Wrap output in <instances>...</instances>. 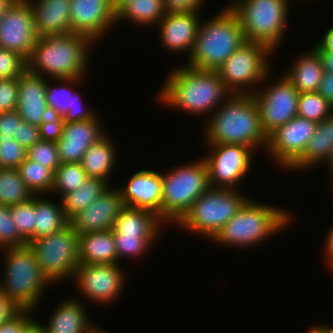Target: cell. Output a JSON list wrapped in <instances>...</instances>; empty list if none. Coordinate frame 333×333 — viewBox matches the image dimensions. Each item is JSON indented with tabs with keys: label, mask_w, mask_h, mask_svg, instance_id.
<instances>
[{
	"label": "cell",
	"mask_w": 333,
	"mask_h": 333,
	"mask_svg": "<svg viewBox=\"0 0 333 333\" xmlns=\"http://www.w3.org/2000/svg\"><path fill=\"white\" fill-rule=\"evenodd\" d=\"M31 309H20L9 320L0 325V333H24L25 329L34 321L29 316Z\"/></svg>",
	"instance_id": "bcb514c9"
},
{
	"label": "cell",
	"mask_w": 333,
	"mask_h": 333,
	"mask_svg": "<svg viewBox=\"0 0 333 333\" xmlns=\"http://www.w3.org/2000/svg\"><path fill=\"white\" fill-rule=\"evenodd\" d=\"M317 51L333 54V26L327 30L323 39L314 46Z\"/></svg>",
	"instance_id": "f5cc1de1"
},
{
	"label": "cell",
	"mask_w": 333,
	"mask_h": 333,
	"mask_svg": "<svg viewBox=\"0 0 333 333\" xmlns=\"http://www.w3.org/2000/svg\"><path fill=\"white\" fill-rule=\"evenodd\" d=\"M333 107V73L324 72L317 91Z\"/></svg>",
	"instance_id": "816d5d0a"
},
{
	"label": "cell",
	"mask_w": 333,
	"mask_h": 333,
	"mask_svg": "<svg viewBox=\"0 0 333 333\" xmlns=\"http://www.w3.org/2000/svg\"><path fill=\"white\" fill-rule=\"evenodd\" d=\"M97 118L64 122L62 136L56 142L62 163H81L90 146L106 135Z\"/></svg>",
	"instance_id": "ffe728a7"
},
{
	"label": "cell",
	"mask_w": 333,
	"mask_h": 333,
	"mask_svg": "<svg viewBox=\"0 0 333 333\" xmlns=\"http://www.w3.org/2000/svg\"><path fill=\"white\" fill-rule=\"evenodd\" d=\"M21 308L0 290V325L14 316Z\"/></svg>",
	"instance_id": "f907efd6"
},
{
	"label": "cell",
	"mask_w": 333,
	"mask_h": 333,
	"mask_svg": "<svg viewBox=\"0 0 333 333\" xmlns=\"http://www.w3.org/2000/svg\"><path fill=\"white\" fill-rule=\"evenodd\" d=\"M202 1L204 2V0H162V4L166 13L199 12Z\"/></svg>",
	"instance_id": "681fc988"
},
{
	"label": "cell",
	"mask_w": 333,
	"mask_h": 333,
	"mask_svg": "<svg viewBox=\"0 0 333 333\" xmlns=\"http://www.w3.org/2000/svg\"><path fill=\"white\" fill-rule=\"evenodd\" d=\"M28 242L19 234L12 219L10 206L0 205V246L1 248L19 247Z\"/></svg>",
	"instance_id": "60d3db41"
},
{
	"label": "cell",
	"mask_w": 333,
	"mask_h": 333,
	"mask_svg": "<svg viewBox=\"0 0 333 333\" xmlns=\"http://www.w3.org/2000/svg\"><path fill=\"white\" fill-rule=\"evenodd\" d=\"M307 333H319V332L313 326V328H310V330H308Z\"/></svg>",
	"instance_id": "be15d7a7"
},
{
	"label": "cell",
	"mask_w": 333,
	"mask_h": 333,
	"mask_svg": "<svg viewBox=\"0 0 333 333\" xmlns=\"http://www.w3.org/2000/svg\"><path fill=\"white\" fill-rule=\"evenodd\" d=\"M27 69V62L20 54L0 48V79L18 78Z\"/></svg>",
	"instance_id": "7bdbcfd3"
},
{
	"label": "cell",
	"mask_w": 333,
	"mask_h": 333,
	"mask_svg": "<svg viewBox=\"0 0 333 333\" xmlns=\"http://www.w3.org/2000/svg\"><path fill=\"white\" fill-rule=\"evenodd\" d=\"M37 38L28 0H13L0 18V48L14 51L27 60Z\"/></svg>",
	"instance_id": "5bb4252c"
},
{
	"label": "cell",
	"mask_w": 333,
	"mask_h": 333,
	"mask_svg": "<svg viewBox=\"0 0 333 333\" xmlns=\"http://www.w3.org/2000/svg\"><path fill=\"white\" fill-rule=\"evenodd\" d=\"M6 253L5 283L1 282L0 290L21 309L33 310L39 304L43 288L50 282L41 272L28 244L6 248Z\"/></svg>",
	"instance_id": "8992f818"
},
{
	"label": "cell",
	"mask_w": 333,
	"mask_h": 333,
	"mask_svg": "<svg viewBox=\"0 0 333 333\" xmlns=\"http://www.w3.org/2000/svg\"><path fill=\"white\" fill-rule=\"evenodd\" d=\"M161 223L160 217L153 212L124 207L117 216L112 231L114 235L158 236Z\"/></svg>",
	"instance_id": "83f0119b"
},
{
	"label": "cell",
	"mask_w": 333,
	"mask_h": 333,
	"mask_svg": "<svg viewBox=\"0 0 333 333\" xmlns=\"http://www.w3.org/2000/svg\"><path fill=\"white\" fill-rule=\"evenodd\" d=\"M63 125L62 117L50 115L38 126L40 140L57 142L62 136Z\"/></svg>",
	"instance_id": "f6af8a7d"
},
{
	"label": "cell",
	"mask_w": 333,
	"mask_h": 333,
	"mask_svg": "<svg viewBox=\"0 0 333 333\" xmlns=\"http://www.w3.org/2000/svg\"><path fill=\"white\" fill-rule=\"evenodd\" d=\"M290 216L286 210L248 198L212 241L220 243L219 245L239 248L258 245L265 238L284 229L292 219Z\"/></svg>",
	"instance_id": "5b68a950"
},
{
	"label": "cell",
	"mask_w": 333,
	"mask_h": 333,
	"mask_svg": "<svg viewBox=\"0 0 333 333\" xmlns=\"http://www.w3.org/2000/svg\"><path fill=\"white\" fill-rule=\"evenodd\" d=\"M247 199L237 189L209 187L177 224L211 240Z\"/></svg>",
	"instance_id": "9c48e42d"
},
{
	"label": "cell",
	"mask_w": 333,
	"mask_h": 333,
	"mask_svg": "<svg viewBox=\"0 0 333 333\" xmlns=\"http://www.w3.org/2000/svg\"><path fill=\"white\" fill-rule=\"evenodd\" d=\"M169 74L160 90L159 99L161 103L187 113L210 115L231 94L217 71L181 66Z\"/></svg>",
	"instance_id": "6da1fadb"
},
{
	"label": "cell",
	"mask_w": 333,
	"mask_h": 333,
	"mask_svg": "<svg viewBox=\"0 0 333 333\" xmlns=\"http://www.w3.org/2000/svg\"><path fill=\"white\" fill-rule=\"evenodd\" d=\"M316 126V122L296 115L267 136L265 150L272 155L275 163L289 169L304 154Z\"/></svg>",
	"instance_id": "9a60e30c"
},
{
	"label": "cell",
	"mask_w": 333,
	"mask_h": 333,
	"mask_svg": "<svg viewBox=\"0 0 333 333\" xmlns=\"http://www.w3.org/2000/svg\"><path fill=\"white\" fill-rule=\"evenodd\" d=\"M121 269L119 263L79 264L73 279L87 299L106 304L122 292L125 274Z\"/></svg>",
	"instance_id": "2e32d148"
},
{
	"label": "cell",
	"mask_w": 333,
	"mask_h": 333,
	"mask_svg": "<svg viewBox=\"0 0 333 333\" xmlns=\"http://www.w3.org/2000/svg\"><path fill=\"white\" fill-rule=\"evenodd\" d=\"M28 245L50 283L73 277L79 266V246L78 234L70 223L60 231L29 241Z\"/></svg>",
	"instance_id": "8fae6325"
},
{
	"label": "cell",
	"mask_w": 333,
	"mask_h": 333,
	"mask_svg": "<svg viewBox=\"0 0 333 333\" xmlns=\"http://www.w3.org/2000/svg\"><path fill=\"white\" fill-rule=\"evenodd\" d=\"M47 326L46 333H97V326L91 325L86 309L78 299H67L59 304ZM89 321V322H88Z\"/></svg>",
	"instance_id": "d4e9b609"
},
{
	"label": "cell",
	"mask_w": 333,
	"mask_h": 333,
	"mask_svg": "<svg viewBox=\"0 0 333 333\" xmlns=\"http://www.w3.org/2000/svg\"><path fill=\"white\" fill-rule=\"evenodd\" d=\"M81 163H61L54 171V181L51 192L64 196L78 189L87 179ZM62 194V195H61Z\"/></svg>",
	"instance_id": "d590c367"
},
{
	"label": "cell",
	"mask_w": 333,
	"mask_h": 333,
	"mask_svg": "<svg viewBox=\"0 0 333 333\" xmlns=\"http://www.w3.org/2000/svg\"><path fill=\"white\" fill-rule=\"evenodd\" d=\"M26 156L27 150L13 137L0 138V168L17 169Z\"/></svg>",
	"instance_id": "b9f144b4"
},
{
	"label": "cell",
	"mask_w": 333,
	"mask_h": 333,
	"mask_svg": "<svg viewBox=\"0 0 333 333\" xmlns=\"http://www.w3.org/2000/svg\"><path fill=\"white\" fill-rule=\"evenodd\" d=\"M127 0H110L112 7L117 10Z\"/></svg>",
	"instance_id": "91938a15"
},
{
	"label": "cell",
	"mask_w": 333,
	"mask_h": 333,
	"mask_svg": "<svg viewBox=\"0 0 333 333\" xmlns=\"http://www.w3.org/2000/svg\"><path fill=\"white\" fill-rule=\"evenodd\" d=\"M118 189L125 207L153 212L162 220L161 173L148 169L140 170L130 176L125 187Z\"/></svg>",
	"instance_id": "d6986e66"
},
{
	"label": "cell",
	"mask_w": 333,
	"mask_h": 333,
	"mask_svg": "<svg viewBox=\"0 0 333 333\" xmlns=\"http://www.w3.org/2000/svg\"><path fill=\"white\" fill-rule=\"evenodd\" d=\"M17 170L33 195H42L43 191L45 194L51 192L54 181V172L51 169L26 157Z\"/></svg>",
	"instance_id": "e575fe53"
},
{
	"label": "cell",
	"mask_w": 333,
	"mask_h": 333,
	"mask_svg": "<svg viewBox=\"0 0 333 333\" xmlns=\"http://www.w3.org/2000/svg\"><path fill=\"white\" fill-rule=\"evenodd\" d=\"M45 79L28 69L18 77L17 112L24 122L35 126L51 115L46 99Z\"/></svg>",
	"instance_id": "44dd1931"
},
{
	"label": "cell",
	"mask_w": 333,
	"mask_h": 333,
	"mask_svg": "<svg viewBox=\"0 0 333 333\" xmlns=\"http://www.w3.org/2000/svg\"><path fill=\"white\" fill-rule=\"evenodd\" d=\"M157 236H130L114 235L115 248L117 251L118 261L121 256H141L145 253Z\"/></svg>",
	"instance_id": "f35d334b"
},
{
	"label": "cell",
	"mask_w": 333,
	"mask_h": 333,
	"mask_svg": "<svg viewBox=\"0 0 333 333\" xmlns=\"http://www.w3.org/2000/svg\"><path fill=\"white\" fill-rule=\"evenodd\" d=\"M328 166L330 167V172L332 173L331 175L333 176V157L332 159L330 160V162L328 163Z\"/></svg>",
	"instance_id": "94428289"
},
{
	"label": "cell",
	"mask_w": 333,
	"mask_h": 333,
	"mask_svg": "<svg viewBox=\"0 0 333 333\" xmlns=\"http://www.w3.org/2000/svg\"><path fill=\"white\" fill-rule=\"evenodd\" d=\"M327 264L330 266L329 268L332 270L331 272H333V259L329 260Z\"/></svg>",
	"instance_id": "6125c7cd"
},
{
	"label": "cell",
	"mask_w": 333,
	"mask_h": 333,
	"mask_svg": "<svg viewBox=\"0 0 333 333\" xmlns=\"http://www.w3.org/2000/svg\"><path fill=\"white\" fill-rule=\"evenodd\" d=\"M78 246L79 264L118 263L112 229L80 234Z\"/></svg>",
	"instance_id": "484cf974"
},
{
	"label": "cell",
	"mask_w": 333,
	"mask_h": 333,
	"mask_svg": "<svg viewBox=\"0 0 333 333\" xmlns=\"http://www.w3.org/2000/svg\"><path fill=\"white\" fill-rule=\"evenodd\" d=\"M24 333H46L43 325L38 321H33L24 331Z\"/></svg>",
	"instance_id": "9f6ffc18"
},
{
	"label": "cell",
	"mask_w": 333,
	"mask_h": 333,
	"mask_svg": "<svg viewBox=\"0 0 333 333\" xmlns=\"http://www.w3.org/2000/svg\"><path fill=\"white\" fill-rule=\"evenodd\" d=\"M188 164L161 174L163 222L170 221L177 225L192 204L210 187L204 159Z\"/></svg>",
	"instance_id": "52a82bcc"
},
{
	"label": "cell",
	"mask_w": 333,
	"mask_h": 333,
	"mask_svg": "<svg viewBox=\"0 0 333 333\" xmlns=\"http://www.w3.org/2000/svg\"><path fill=\"white\" fill-rule=\"evenodd\" d=\"M321 58L324 72L333 73V54L325 53L324 51H318Z\"/></svg>",
	"instance_id": "db71d44e"
},
{
	"label": "cell",
	"mask_w": 333,
	"mask_h": 333,
	"mask_svg": "<svg viewBox=\"0 0 333 333\" xmlns=\"http://www.w3.org/2000/svg\"><path fill=\"white\" fill-rule=\"evenodd\" d=\"M115 150L114 144L107 135L91 145L81 161L87 177L100 178L109 184V175L114 168L117 156Z\"/></svg>",
	"instance_id": "f546056e"
},
{
	"label": "cell",
	"mask_w": 333,
	"mask_h": 333,
	"mask_svg": "<svg viewBox=\"0 0 333 333\" xmlns=\"http://www.w3.org/2000/svg\"><path fill=\"white\" fill-rule=\"evenodd\" d=\"M319 333H333V327L318 325L314 327Z\"/></svg>",
	"instance_id": "6f0895ef"
},
{
	"label": "cell",
	"mask_w": 333,
	"mask_h": 333,
	"mask_svg": "<svg viewBox=\"0 0 333 333\" xmlns=\"http://www.w3.org/2000/svg\"><path fill=\"white\" fill-rule=\"evenodd\" d=\"M19 234L27 241L35 240V195L28 201L10 206Z\"/></svg>",
	"instance_id": "74e56055"
},
{
	"label": "cell",
	"mask_w": 333,
	"mask_h": 333,
	"mask_svg": "<svg viewBox=\"0 0 333 333\" xmlns=\"http://www.w3.org/2000/svg\"><path fill=\"white\" fill-rule=\"evenodd\" d=\"M124 207L120 190L109 186L91 205L74 215L70 224L78 235L111 230Z\"/></svg>",
	"instance_id": "ac0fdd59"
},
{
	"label": "cell",
	"mask_w": 333,
	"mask_h": 333,
	"mask_svg": "<svg viewBox=\"0 0 333 333\" xmlns=\"http://www.w3.org/2000/svg\"><path fill=\"white\" fill-rule=\"evenodd\" d=\"M70 19L71 32L95 43L116 22V10L110 0H70Z\"/></svg>",
	"instance_id": "e0dca14e"
},
{
	"label": "cell",
	"mask_w": 333,
	"mask_h": 333,
	"mask_svg": "<svg viewBox=\"0 0 333 333\" xmlns=\"http://www.w3.org/2000/svg\"><path fill=\"white\" fill-rule=\"evenodd\" d=\"M329 236L326 239V243L324 245V252L326 254V261L328 262L329 260L333 259V227L330 229Z\"/></svg>",
	"instance_id": "11a10c76"
},
{
	"label": "cell",
	"mask_w": 333,
	"mask_h": 333,
	"mask_svg": "<svg viewBox=\"0 0 333 333\" xmlns=\"http://www.w3.org/2000/svg\"><path fill=\"white\" fill-rule=\"evenodd\" d=\"M245 42L237 15L226 6L210 20L200 23L187 66L197 70L216 71Z\"/></svg>",
	"instance_id": "277c9868"
},
{
	"label": "cell",
	"mask_w": 333,
	"mask_h": 333,
	"mask_svg": "<svg viewBox=\"0 0 333 333\" xmlns=\"http://www.w3.org/2000/svg\"><path fill=\"white\" fill-rule=\"evenodd\" d=\"M33 196L17 169L0 168V205L13 206Z\"/></svg>",
	"instance_id": "836d02e7"
},
{
	"label": "cell",
	"mask_w": 333,
	"mask_h": 333,
	"mask_svg": "<svg viewBox=\"0 0 333 333\" xmlns=\"http://www.w3.org/2000/svg\"><path fill=\"white\" fill-rule=\"evenodd\" d=\"M13 0H0V18Z\"/></svg>",
	"instance_id": "680465c9"
},
{
	"label": "cell",
	"mask_w": 333,
	"mask_h": 333,
	"mask_svg": "<svg viewBox=\"0 0 333 333\" xmlns=\"http://www.w3.org/2000/svg\"><path fill=\"white\" fill-rule=\"evenodd\" d=\"M28 159L51 169L53 172L61 165L56 142L39 140L27 150Z\"/></svg>",
	"instance_id": "ab89813d"
},
{
	"label": "cell",
	"mask_w": 333,
	"mask_h": 333,
	"mask_svg": "<svg viewBox=\"0 0 333 333\" xmlns=\"http://www.w3.org/2000/svg\"><path fill=\"white\" fill-rule=\"evenodd\" d=\"M333 157V114L317 123L314 135L309 139L304 154L289 170L312 167L321 162H330ZM327 160V161H326ZM321 161V162H320Z\"/></svg>",
	"instance_id": "4316f807"
},
{
	"label": "cell",
	"mask_w": 333,
	"mask_h": 333,
	"mask_svg": "<svg viewBox=\"0 0 333 333\" xmlns=\"http://www.w3.org/2000/svg\"><path fill=\"white\" fill-rule=\"evenodd\" d=\"M162 0H127L116 10V21H132L137 25L159 24L165 15Z\"/></svg>",
	"instance_id": "4dcf8cb0"
},
{
	"label": "cell",
	"mask_w": 333,
	"mask_h": 333,
	"mask_svg": "<svg viewBox=\"0 0 333 333\" xmlns=\"http://www.w3.org/2000/svg\"><path fill=\"white\" fill-rule=\"evenodd\" d=\"M18 78L0 79V113L17 110Z\"/></svg>",
	"instance_id": "ee69618b"
},
{
	"label": "cell",
	"mask_w": 333,
	"mask_h": 333,
	"mask_svg": "<svg viewBox=\"0 0 333 333\" xmlns=\"http://www.w3.org/2000/svg\"><path fill=\"white\" fill-rule=\"evenodd\" d=\"M92 44L94 42L89 37L73 32L38 37L26 60L27 69L52 79H83Z\"/></svg>",
	"instance_id": "3957f363"
},
{
	"label": "cell",
	"mask_w": 333,
	"mask_h": 333,
	"mask_svg": "<svg viewBox=\"0 0 333 333\" xmlns=\"http://www.w3.org/2000/svg\"><path fill=\"white\" fill-rule=\"evenodd\" d=\"M198 18V12L165 13L158 24L162 45L173 53L189 50L190 57L201 23Z\"/></svg>",
	"instance_id": "7402d4cb"
},
{
	"label": "cell",
	"mask_w": 333,
	"mask_h": 333,
	"mask_svg": "<svg viewBox=\"0 0 333 333\" xmlns=\"http://www.w3.org/2000/svg\"><path fill=\"white\" fill-rule=\"evenodd\" d=\"M288 0H234L228 5L237 15L246 41L267 45L272 51L284 36Z\"/></svg>",
	"instance_id": "ba28073f"
},
{
	"label": "cell",
	"mask_w": 333,
	"mask_h": 333,
	"mask_svg": "<svg viewBox=\"0 0 333 333\" xmlns=\"http://www.w3.org/2000/svg\"><path fill=\"white\" fill-rule=\"evenodd\" d=\"M211 152L203 157L207 164L209 185L235 189L251 169L252 148L240 144H210Z\"/></svg>",
	"instance_id": "7c38bea8"
},
{
	"label": "cell",
	"mask_w": 333,
	"mask_h": 333,
	"mask_svg": "<svg viewBox=\"0 0 333 333\" xmlns=\"http://www.w3.org/2000/svg\"><path fill=\"white\" fill-rule=\"evenodd\" d=\"M56 80L61 82V87L55 86V88L46 82V99L51 115L62 117L66 123L90 120L97 116L86 106L82 107L80 97H77L76 92L73 93V89L70 90L71 85L78 83L79 80L82 81L81 79L56 78Z\"/></svg>",
	"instance_id": "603a6c76"
},
{
	"label": "cell",
	"mask_w": 333,
	"mask_h": 333,
	"mask_svg": "<svg viewBox=\"0 0 333 333\" xmlns=\"http://www.w3.org/2000/svg\"><path fill=\"white\" fill-rule=\"evenodd\" d=\"M211 113L205 128L208 144H240L252 149L267 145L260 122L259 107L252 94H230Z\"/></svg>",
	"instance_id": "7a4b0ae2"
},
{
	"label": "cell",
	"mask_w": 333,
	"mask_h": 333,
	"mask_svg": "<svg viewBox=\"0 0 333 333\" xmlns=\"http://www.w3.org/2000/svg\"><path fill=\"white\" fill-rule=\"evenodd\" d=\"M298 116L319 123L333 114V107L318 92L300 93L298 97Z\"/></svg>",
	"instance_id": "8d00e7d4"
},
{
	"label": "cell",
	"mask_w": 333,
	"mask_h": 333,
	"mask_svg": "<svg viewBox=\"0 0 333 333\" xmlns=\"http://www.w3.org/2000/svg\"><path fill=\"white\" fill-rule=\"evenodd\" d=\"M299 92L285 75L263 90L255 91L263 132L268 136L298 114Z\"/></svg>",
	"instance_id": "4fadbf2b"
},
{
	"label": "cell",
	"mask_w": 333,
	"mask_h": 333,
	"mask_svg": "<svg viewBox=\"0 0 333 333\" xmlns=\"http://www.w3.org/2000/svg\"><path fill=\"white\" fill-rule=\"evenodd\" d=\"M22 118L17 110L0 113V138L17 136L18 125Z\"/></svg>",
	"instance_id": "7dc6e473"
},
{
	"label": "cell",
	"mask_w": 333,
	"mask_h": 333,
	"mask_svg": "<svg viewBox=\"0 0 333 333\" xmlns=\"http://www.w3.org/2000/svg\"><path fill=\"white\" fill-rule=\"evenodd\" d=\"M29 4L34 13L37 37L71 33L70 0H37Z\"/></svg>",
	"instance_id": "cb8c5ba5"
},
{
	"label": "cell",
	"mask_w": 333,
	"mask_h": 333,
	"mask_svg": "<svg viewBox=\"0 0 333 333\" xmlns=\"http://www.w3.org/2000/svg\"><path fill=\"white\" fill-rule=\"evenodd\" d=\"M109 185L100 178L88 177L78 189L61 197V205L66 217L70 220L79 211L91 205Z\"/></svg>",
	"instance_id": "1f68e13d"
},
{
	"label": "cell",
	"mask_w": 333,
	"mask_h": 333,
	"mask_svg": "<svg viewBox=\"0 0 333 333\" xmlns=\"http://www.w3.org/2000/svg\"><path fill=\"white\" fill-rule=\"evenodd\" d=\"M97 333H108V332H105V331H103V330L98 329V332H97Z\"/></svg>",
	"instance_id": "e7e4bbea"
},
{
	"label": "cell",
	"mask_w": 333,
	"mask_h": 333,
	"mask_svg": "<svg viewBox=\"0 0 333 333\" xmlns=\"http://www.w3.org/2000/svg\"><path fill=\"white\" fill-rule=\"evenodd\" d=\"M14 139L28 150L40 140L39 127L22 121L18 125L17 136Z\"/></svg>",
	"instance_id": "c3c4849f"
},
{
	"label": "cell",
	"mask_w": 333,
	"mask_h": 333,
	"mask_svg": "<svg viewBox=\"0 0 333 333\" xmlns=\"http://www.w3.org/2000/svg\"><path fill=\"white\" fill-rule=\"evenodd\" d=\"M272 52L263 43L246 41L242 44L216 70L225 88L231 94H253L255 91H245L244 85L248 88V85L261 84L268 79L270 65L267 56Z\"/></svg>",
	"instance_id": "30bf717a"
},
{
	"label": "cell",
	"mask_w": 333,
	"mask_h": 333,
	"mask_svg": "<svg viewBox=\"0 0 333 333\" xmlns=\"http://www.w3.org/2000/svg\"><path fill=\"white\" fill-rule=\"evenodd\" d=\"M69 223L61 201L57 206L46 198H37L35 195V239L60 231Z\"/></svg>",
	"instance_id": "d6a6232c"
},
{
	"label": "cell",
	"mask_w": 333,
	"mask_h": 333,
	"mask_svg": "<svg viewBox=\"0 0 333 333\" xmlns=\"http://www.w3.org/2000/svg\"><path fill=\"white\" fill-rule=\"evenodd\" d=\"M309 51L284 74L299 93L317 92L324 73L317 49L313 46Z\"/></svg>",
	"instance_id": "f1b7e54d"
}]
</instances>
